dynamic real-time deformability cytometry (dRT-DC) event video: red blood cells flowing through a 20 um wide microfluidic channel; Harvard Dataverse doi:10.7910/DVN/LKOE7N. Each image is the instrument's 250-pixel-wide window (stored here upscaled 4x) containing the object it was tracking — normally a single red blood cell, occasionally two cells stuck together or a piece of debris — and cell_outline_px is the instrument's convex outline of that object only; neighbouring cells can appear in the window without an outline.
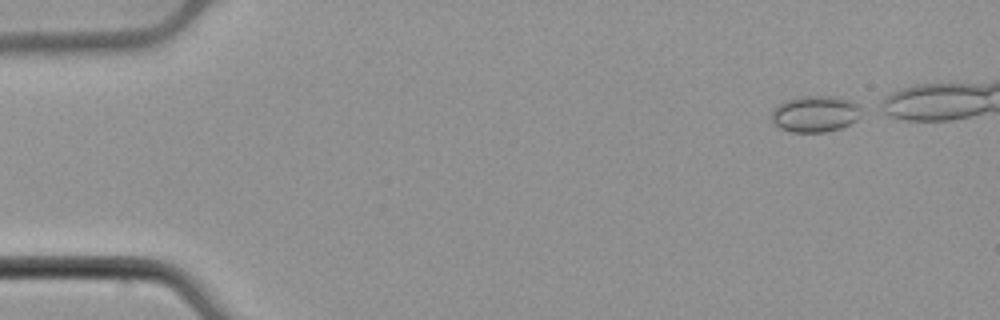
{"species": "common noctule bat (a hibernating species)", "species_latin": "Nyctalus noctula", "temperature_condition": "cold", "stored_images_in_passage": 39, "camera_frame_rate_fps": 3000, "um_per_image_px": 0.085, "animal": {"sex": "male", "body_mass_g": 21.5, "forearm_length_mm": 52.0}, "frame": {"image": 1, "passage_image": 1, "time_ms": 0.0, "image_size_px": [1000, 320], "cell_outline_px": [[860, 116], [856, 120], [840, 128], [824, 132], [792, 132], [780, 128], [772, 120], [772, 112], [784, 100], [800, 96], [832, 96], [848, 100], [856, 104], [860, 108]], "centroid_in_image_um": [69.28, 9.68], "position_along_channel_um": 15.7, "area_um2": 18.73}}
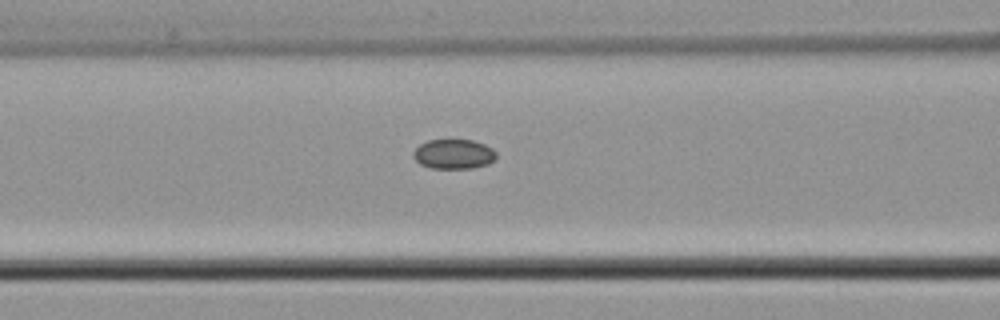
{"frame": {"image": 2, "passage_image": 18, "time_ms": 5.667, "image_size_px": [1000, 320], "cell_outline_px": [[496, 156], [488, 164], [472, 168], [432, 168], [420, 164], [412, 156], [412, 152], [420, 144], [428, 140], [472, 140], [484, 144], [492, 148], [496, 152]], "centroid_in_image_um": [38.54, 13.09], "position_along_channel_um": 128.1, "area_um2": 14.28}}
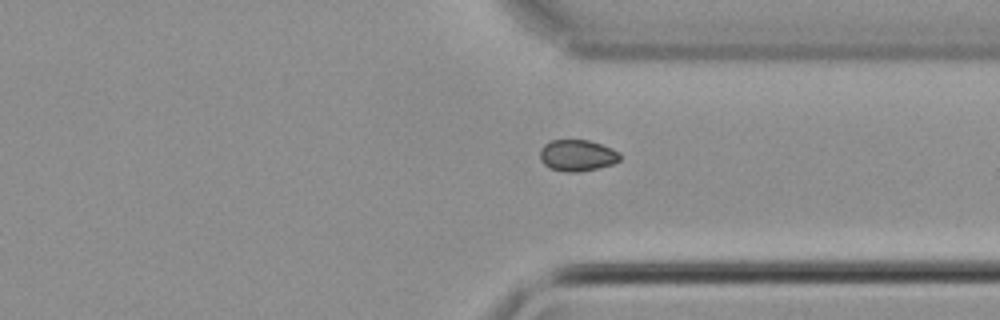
{"frame": {"image": 3, "passage_image": 36, "time_ms": 11.667, "image_size_px": [1000, 320], "cell_outline_px": [[620, 160], [612, 164], [596, 168], [576, 172], [564, 172], [552, 168], [544, 164], [540, 160], [540, 148], [544, 144], [552, 140], [588, 140], [612, 148], [620, 152]], "centroid_in_image_um": [49.06, 13.2], "position_along_channel_um": 362.3, "area_um2": 14.57}}